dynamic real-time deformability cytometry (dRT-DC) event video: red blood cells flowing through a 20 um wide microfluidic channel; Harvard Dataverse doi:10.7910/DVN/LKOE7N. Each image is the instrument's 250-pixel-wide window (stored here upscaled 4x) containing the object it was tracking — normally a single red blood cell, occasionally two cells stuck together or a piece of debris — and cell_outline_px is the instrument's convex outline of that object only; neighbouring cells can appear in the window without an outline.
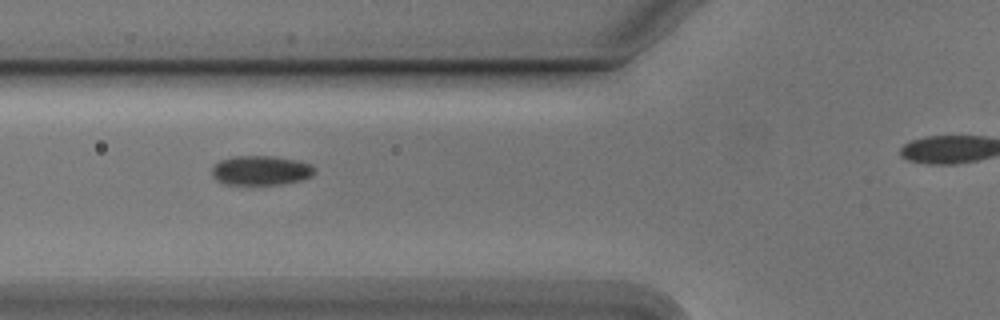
{"species": "Egyptian fruit bat (a non-hibernating species)", "species_latin": "Rousettus aegyptiacus", "temperature_condition": "cold", "stored_images_in_passage": 30, "camera_frame_rate_fps": 3000, "um_per_image_px": 0.085, "animal": {"sex": "male"}, "frame": {"image": 1, "passage_image": 3, "time_ms": 0.667, "image_size_px": [1000, 320], "cell_outline_px": [[316, 172], [312, 176], [300, 180], [280, 184], [224, 184], [216, 180], [212, 176], [212, 168], [220, 160], [236, 156], [272, 156], [296, 160], [312, 164], [316, 168]], "centroid_in_image_um": [22.19, 14.48], "position_along_channel_um": 103.6, "area_um2": 17.63}}
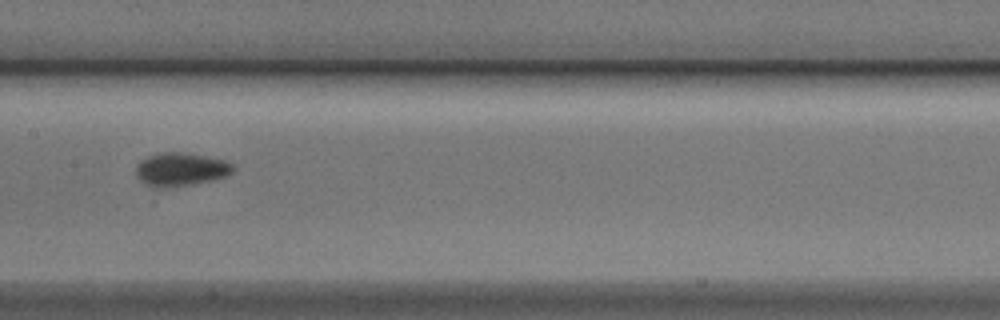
{"frame": {"image": 2, "passage_image": 10, "time_ms": 3.0, "image_size_px": [1000, 320], "cell_outline_px": [[236, 168], [232, 172], [224, 176], [192, 184], [164, 188], [152, 188], [144, 184], [136, 176], [136, 168], [140, 160], [148, 156], [160, 152], [184, 152], [224, 160], [232, 164]], "centroid_in_image_um": [15.3, 14.4], "position_along_channel_um": 192.1, "area_um2": 18.84}}
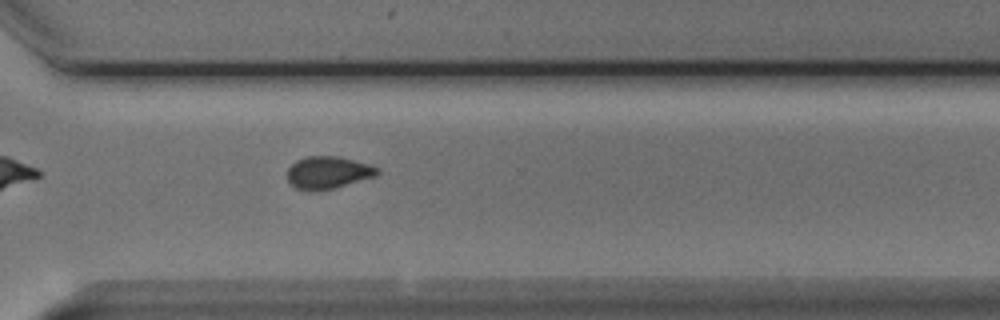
{"frame": {"image": 3, "passage_image": 22, "time_ms": 7.0, "image_size_px": [1000, 320], "cell_outline_px": [[380, 172], [376, 176], [320, 192], [316, 192], [296, 188], [288, 180], [288, 168], [296, 160], [308, 156], [340, 156], [368, 164], [380, 168]], "centroid_in_image_um": [27.9, 14.67], "position_along_channel_um": 342.7, "area_um2": 17.11}}